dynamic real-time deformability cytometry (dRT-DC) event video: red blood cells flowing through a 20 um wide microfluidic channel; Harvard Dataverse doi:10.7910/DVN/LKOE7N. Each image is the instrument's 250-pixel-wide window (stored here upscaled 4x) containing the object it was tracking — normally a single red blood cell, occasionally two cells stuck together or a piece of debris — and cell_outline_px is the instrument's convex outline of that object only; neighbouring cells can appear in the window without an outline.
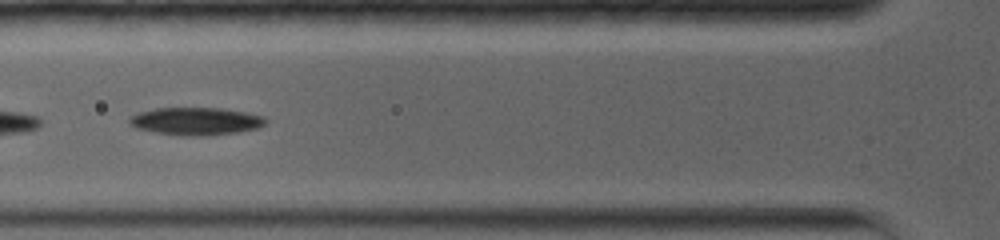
{"species": "common noctule bat (a hibernating species)", "species_latin": "Nyctalus noctula", "temperature_condition": "warm", "stored_images_in_passage": 49, "camera_frame_rate_fps": 5000, "um_per_image_px": 0.085, "animal": {"sex": "female", "body_mass_g": 19.0, "forearm_length_mm": 56.7}, "frame": {"image": 1, "passage_image": 8, "time_ms": 1.6, "image_size_px": [1000, 240], "cell_outline_px": [[268, 120], [264, 124], [256, 128], [236, 132], [204, 136], [184, 136], [156, 132], [136, 128], [128, 124], [128, 116], [140, 112], [156, 108], [220, 108], [244, 112], [264, 116]], "centroid_in_image_um": [16.61, 10.3], "position_along_channel_um": 109.2, "area_um2": 21.91}, "authors_computed_cell_mechanics": {"area_um2": 21.9062, "velocity_mm_per_s": 3.8761, "shape_relaxation_time_tau1_ms": 3.0468, "shape_relaxation_time_tau2_ms": 2.6753, "deformation_change_tau1": 0.103, "deformation_change_tau2": 0.0743}}